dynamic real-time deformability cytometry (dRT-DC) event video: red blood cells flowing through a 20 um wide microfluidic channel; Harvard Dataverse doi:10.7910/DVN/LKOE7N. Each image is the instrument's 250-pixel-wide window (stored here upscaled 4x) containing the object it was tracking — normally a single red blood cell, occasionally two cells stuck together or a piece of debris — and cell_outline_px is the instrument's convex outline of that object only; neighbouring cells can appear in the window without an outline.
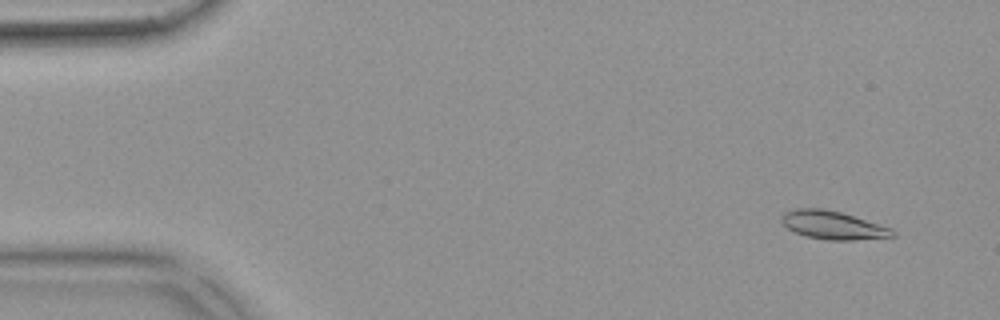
{"species": "common noctule bat (a hibernating species)", "species_latin": "Nyctalus noctula", "temperature_condition": "warm", "stored_images_in_passage": 53, "camera_frame_rate_fps": 3000, "um_per_image_px": 0.085, "animal": {"sex": "female", "body_mass_g": 18.4}, "frame": {"image": 1, "passage_image": 4, "time_ms": 1.0, "image_size_px": [1000, 320], "cell_outline_px": [[896, 236], [852, 240], [828, 240], [804, 236], [788, 228], [780, 220], [780, 216], [784, 212], [796, 208], [824, 208], [840, 212], [892, 228], [896, 232]], "centroid_in_image_um": [70.78, 19.13], "position_along_channel_um": 14.2, "area_um2": 18.26}}
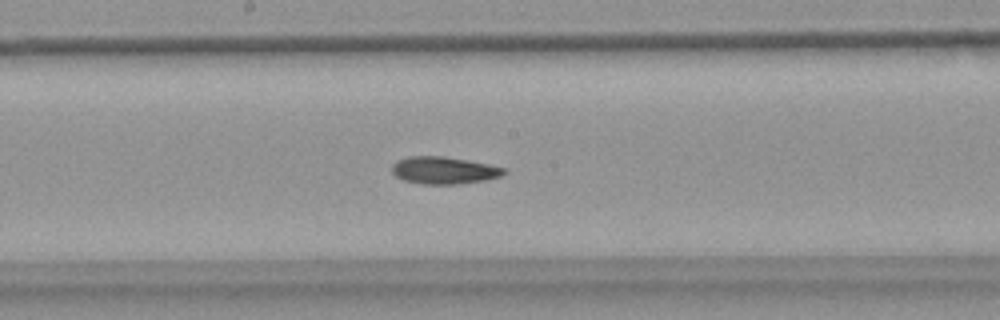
{"frame": {"image": 2, "passage_image": 28, "time_ms": 9.0, "image_size_px": [1000, 320], "cell_outline_px": [[508, 172], [504, 176], [484, 180], [456, 184], [420, 184], [404, 180], [396, 176], [392, 172], [392, 164], [396, 160], [408, 156], [444, 156], [468, 160], [508, 168]], "centroid_in_image_um": [37.77, 14.47], "position_along_channel_um": 210.4, "area_um2": 18.03}}
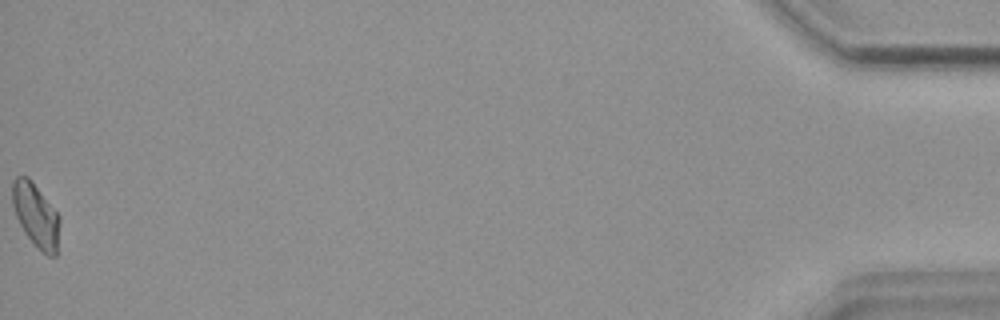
{"frame": {"image": 3, "passage_image": 53, "time_ms": 17.333, "image_size_px": [1000, 320], "cell_outline_px": [[60, 220], [56, 256], [48, 256], [24, 232], [16, 216], [12, 204], [12, 180], [16, 176], [28, 176], [32, 180], [60, 216]], "centroid_in_image_um": [3.04, 18.24], "position_along_channel_um": 432.2, "area_um2": 17.4}}